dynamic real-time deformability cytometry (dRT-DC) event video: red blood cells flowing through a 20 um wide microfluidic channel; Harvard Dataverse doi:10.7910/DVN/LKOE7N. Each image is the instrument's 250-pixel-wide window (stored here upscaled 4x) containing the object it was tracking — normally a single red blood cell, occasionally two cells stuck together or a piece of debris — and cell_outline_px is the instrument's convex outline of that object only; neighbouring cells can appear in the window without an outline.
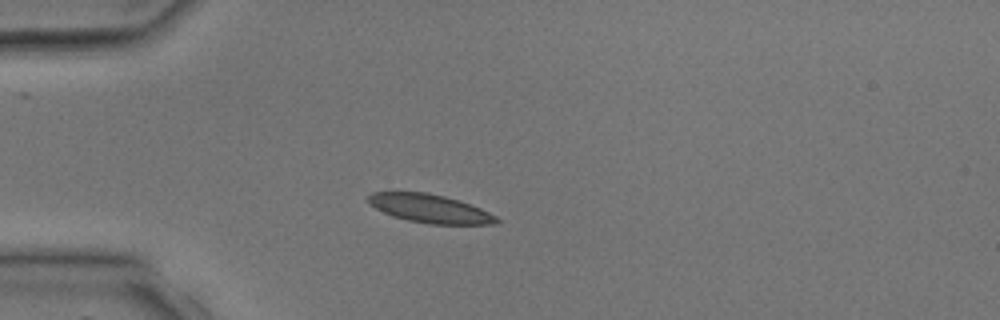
{"species": "common noctule bat (a hibernating species)", "species_latin": "Nyctalus noctula", "temperature_condition": "room temperature", "stored_images_in_passage": 2, "camera_frame_rate_fps": 3000, "um_per_image_px": 0.085, "animal": {"sex": "male", "body_mass_g": 17.9, "forearm_length_mm": 54.2}, "frame": {"image": 1, "passage_image": 2, "time_ms": 1.333, "image_size_px": [1000, 320], "cell_outline_px": [[500, 220], [496, 224], [428, 224], [408, 220], [392, 216], [368, 204], [368, 196], [372, 192], [428, 192], [460, 200], [480, 208], [496, 216]], "centroid_in_image_um": [36.54, 17.72], "position_along_channel_um": 48.5, "area_um2": 21.27}}